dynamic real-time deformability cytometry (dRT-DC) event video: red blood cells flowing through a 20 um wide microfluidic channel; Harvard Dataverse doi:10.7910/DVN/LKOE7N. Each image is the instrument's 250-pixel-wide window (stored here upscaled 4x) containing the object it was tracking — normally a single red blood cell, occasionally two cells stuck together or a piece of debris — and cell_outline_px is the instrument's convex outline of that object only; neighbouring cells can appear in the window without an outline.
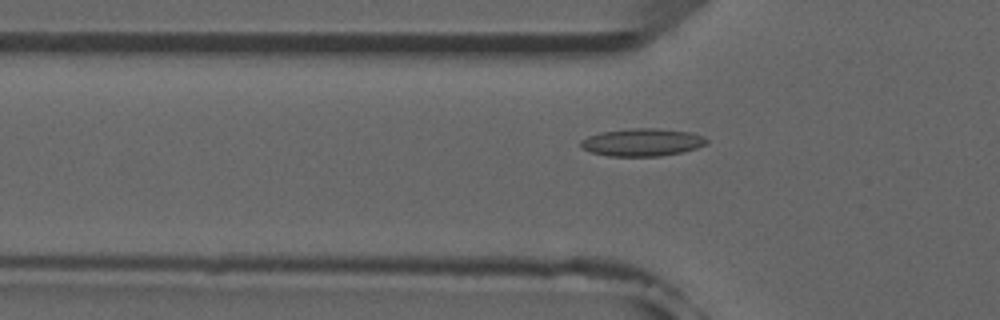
{"species": "common noctule bat (a hibernating species)", "species_latin": "Nyctalus noctula", "temperature_condition": "room temperature", "stored_images_in_passage": 52, "camera_frame_rate_fps": 3000, "um_per_image_px": 0.085, "animal": {"sex": "male", "forearm_length_mm": 52.5}, "frame": {"image": 1, "passage_image": 17, "time_ms": 5.333, "image_size_px": [1000, 320], "cell_outline_px": [[708, 140], [704, 144], [696, 148], [680, 152], [660, 156], [608, 156], [592, 152], [580, 148], [580, 140], [588, 136], [600, 132], [632, 128], [656, 128], [692, 132], [704, 136]], "centroid_in_image_um": [54.55, 12.09], "position_along_channel_um": 71.2, "area_um2": 20.29}}
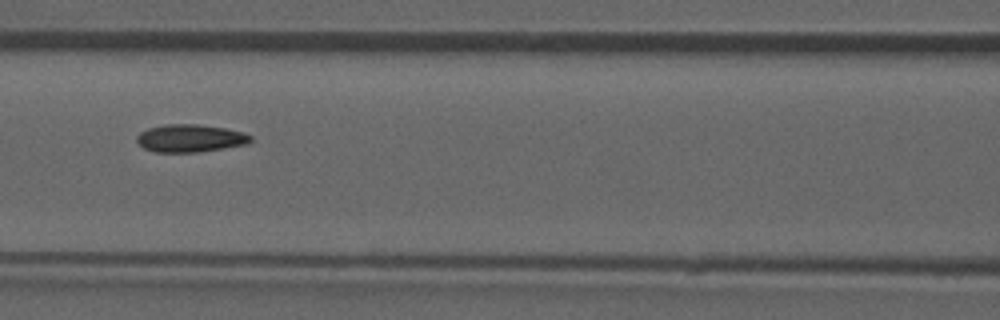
{"frame": {"image": 2, "passage_image": 23, "time_ms": 7.333, "image_size_px": [1000, 320], "cell_outline_px": [[252, 140], [248, 144], [196, 152], [156, 152], [144, 148], [136, 140], [136, 136], [140, 132], [148, 128], [164, 124], [196, 124], [224, 128], [244, 132], [252, 136]], "centroid_in_image_um": [16.16, 11.74], "position_along_channel_um": 150.4, "area_um2": 18.32}}
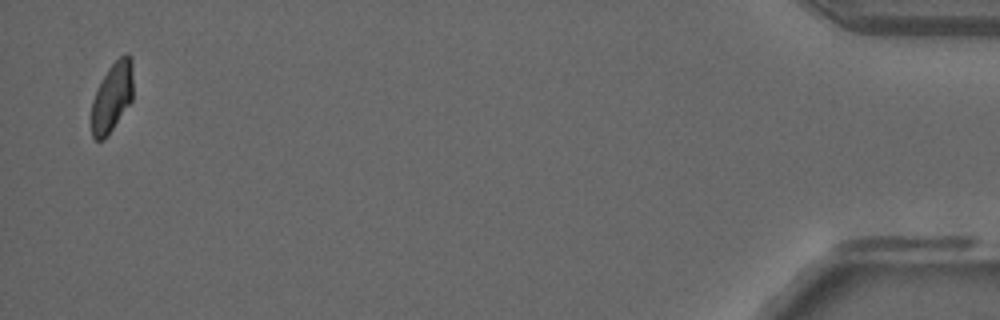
{"frame": {"image": 3, "passage_image": 51, "time_ms": 16.667, "image_size_px": [1000, 320], "cell_outline_px": [[132, 100], [104, 140], [96, 140], [92, 136], [92, 100], [108, 68], [120, 56], [128, 52], [132, 60]], "centroid_in_image_um": [9.54, 8.24], "position_along_channel_um": 425.7, "area_um2": 16.53}, "authors_computed_cell_mechanics": {"area_um2": 18.4093, "velocity_mm_per_s": 3.9205, "shape_relaxation_time_tau1_ms": 11.0877, "shape_relaxation_time_tau2_ms": 2.2865, "deformation_change_tau1": 0.2327, "deformation_change_tau2": 0.0756}}